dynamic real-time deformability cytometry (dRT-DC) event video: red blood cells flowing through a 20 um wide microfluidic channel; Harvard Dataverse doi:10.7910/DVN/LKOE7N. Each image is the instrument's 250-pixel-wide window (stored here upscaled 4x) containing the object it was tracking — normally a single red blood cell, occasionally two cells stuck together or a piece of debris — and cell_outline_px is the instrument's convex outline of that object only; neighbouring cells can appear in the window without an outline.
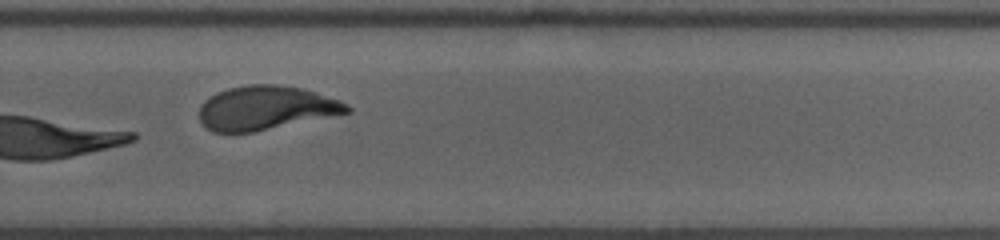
{"species": "human", "species_latin": "Homo sapiens", "temperature_condition": "room temperature", "stored_images_in_passage": 21, "camera_frame_rate_fps": 3000, "um_per_image_px": 0.085, "donor": {"sex": "male"}, "frame": {"image": 1, "passage_image": 15, "time_ms": 4.667, "image_size_px": [1000, 240], "cell_outline_px": [[352, 112], [252, 132], [212, 132], [204, 128], [200, 120], [200, 104], [204, 100], [216, 92], [228, 88], [248, 84], [276, 84], [304, 88], [340, 100], [348, 104], [352, 108]], "centroid_in_image_um": [22.59, 9.16], "position_along_channel_um": 307.2, "area_um2": 38.09}}